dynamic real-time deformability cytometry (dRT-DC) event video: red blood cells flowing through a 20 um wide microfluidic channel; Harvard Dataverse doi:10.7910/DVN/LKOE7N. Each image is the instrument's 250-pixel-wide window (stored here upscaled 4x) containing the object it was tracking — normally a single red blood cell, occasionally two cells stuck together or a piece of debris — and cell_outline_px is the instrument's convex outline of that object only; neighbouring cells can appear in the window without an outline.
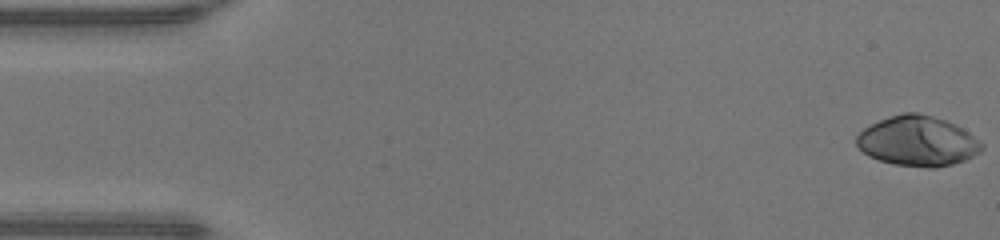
{"species": "human", "species_latin": "Homo sapiens", "temperature_condition": "warm", "stored_images_in_passage": 48, "camera_frame_rate_fps": 3000, "um_per_image_px": 0.085, "donor": {"sex": "male"}, "frame": {"image": 1, "passage_image": 1, "time_ms": 0.0, "image_size_px": [1000, 240], "cell_outline_px": [[984, 148], [980, 152], [964, 160], [952, 164], [936, 168], [928, 168], [892, 164], [868, 156], [856, 144], [856, 136], [864, 128], [888, 116], [904, 112], [920, 112], [944, 120], [968, 132], [980, 140], [984, 144]], "centroid_in_image_um": [78.0, 12.0], "position_along_channel_um": 7.0, "area_um2": 36.47}}
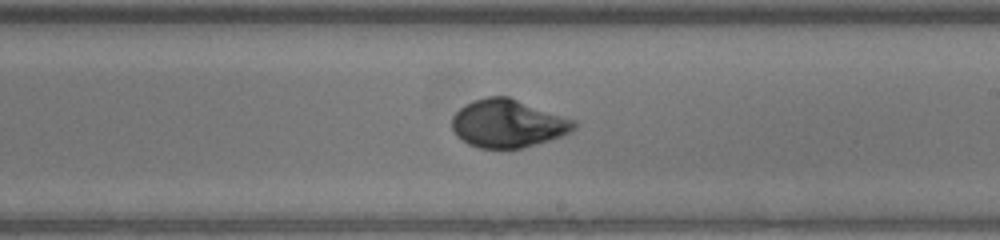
{"frame": {"image": 2, "passage_image": 28, "time_ms": 9.0, "image_size_px": [1000, 240], "cell_outline_px": [[576, 128], [572, 132], [564, 136], [520, 148], [480, 148], [468, 144], [460, 140], [456, 136], [452, 128], [452, 116], [464, 104], [472, 100], [488, 96], [508, 96], [576, 120]], "centroid_in_image_um": [43.17, 10.49], "position_along_channel_um": 245.8, "area_um2": 34.39}}
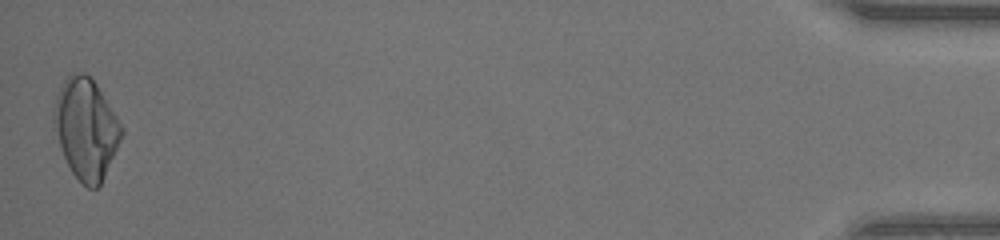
{"frame": {"image": 3, "passage_image": 48, "time_ms": 15.667, "image_size_px": [1000, 240], "cell_outline_px": [[124, 132], [104, 176], [100, 184], [96, 188], [88, 188], [72, 172], [60, 148], [52, 112], [56, 92], [64, 80], [72, 72], [84, 72], [96, 84], [124, 128]], "centroid_in_image_um": [7.3, 10.9], "position_along_channel_um": 427.9, "area_um2": 39.13}, "authors_computed_cell_mechanics": {"area_um2": 34.6511, "velocity_mm_per_s": 4.2848, "shape_relaxation_time_tau1_ms": 4.7656, "shape_relaxation_time_tau2_ms": null, "deformation_change_tau1": 0.2311, "deformation_change_tau2": null}}